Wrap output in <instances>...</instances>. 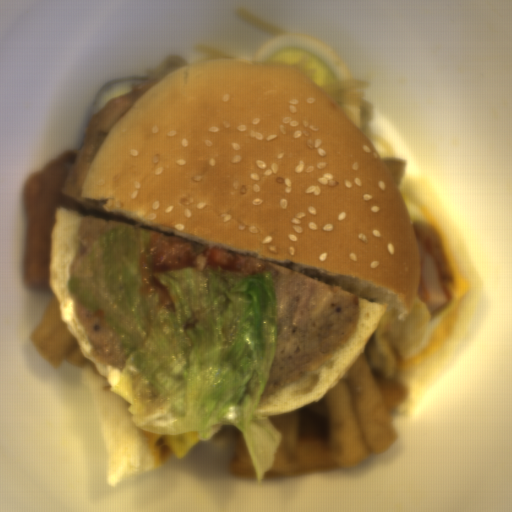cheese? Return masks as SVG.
Wrapping results in <instances>:
<instances>
[{
  "mask_svg": "<svg viewBox=\"0 0 512 512\" xmlns=\"http://www.w3.org/2000/svg\"><path fill=\"white\" fill-rule=\"evenodd\" d=\"M416 207L426 222L429 223L439 233L453 275V280L449 300L437 327L435 328L433 334L423 349H421L414 356L403 357L398 360L396 367L403 369L420 365L435 354V352L453 330L466 292L468 290L467 282L455 260L446 232L426 207L419 205Z\"/></svg>",
  "mask_w": 512,
  "mask_h": 512,
  "instance_id": "obj_1",
  "label": "cheese"
},
{
  "mask_svg": "<svg viewBox=\"0 0 512 512\" xmlns=\"http://www.w3.org/2000/svg\"><path fill=\"white\" fill-rule=\"evenodd\" d=\"M147 444L157 466L177 460L188 454L198 441L197 432L160 435L145 431Z\"/></svg>",
  "mask_w": 512,
  "mask_h": 512,
  "instance_id": "obj_2",
  "label": "cheese"
}]
</instances>
